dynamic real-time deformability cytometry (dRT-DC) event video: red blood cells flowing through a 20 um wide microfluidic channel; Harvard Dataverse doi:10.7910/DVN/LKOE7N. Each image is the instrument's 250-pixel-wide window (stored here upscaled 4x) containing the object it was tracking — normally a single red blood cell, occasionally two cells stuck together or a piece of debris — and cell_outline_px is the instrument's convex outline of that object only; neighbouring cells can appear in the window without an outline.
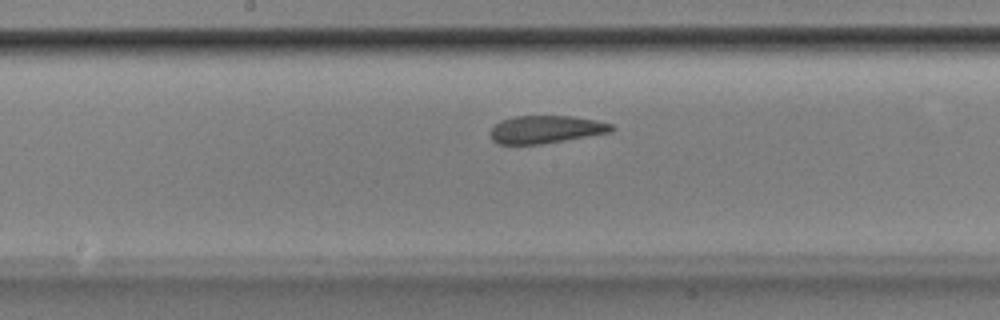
{"species": "Egyptian fruit bat (a non-hibernating species)", "species_latin": "Rousettus aegyptiacus", "temperature_condition": "room temperature", "stored_images_in_passage": 36, "camera_frame_rate_fps": 3000, "um_per_image_px": 0.085, "animal": {"sex": "male"}, "frame": {"image": 1, "passage_image": 11, "time_ms": 3.333, "image_size_px": [1000, 320], "cell_outline_px": [[616, 128], [612, 132], [540, 144], [496, 144], [492, 140], [488, 132], [500, 120], [516, 116], [572, 116], [596, 120], [612, 124]], "centroid_in_image_um": [46.38, 11.0], "position_along_channel_um": 201.8, "area_um2": 19.65}}
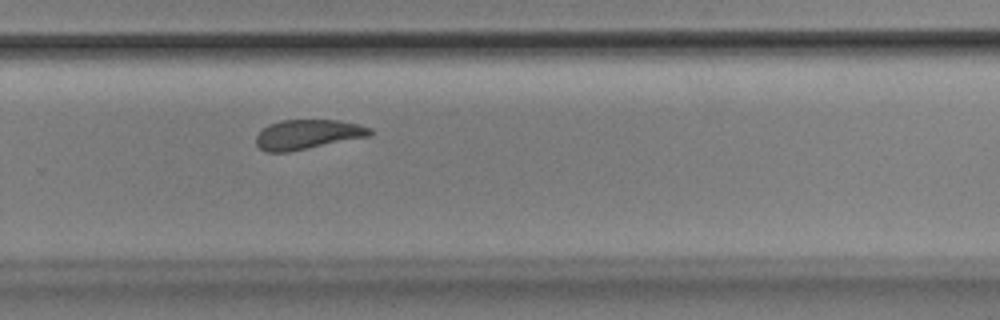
{"frame": {"image": 2, "passage_image": 19, "time_ms": 6.0, "image_size_px": [1000, 320], "cell_outline_px": [[372, 136], [288, 152], [264, 152], [256, 144], [256, 136], [268, 124], [280, 120], [336, 120], [356, 124], [372, 128]], "centroid_in_image_um": [26.15, 11.43], "position_along_channel_um": 303.6, "area_um2": 19.71}}
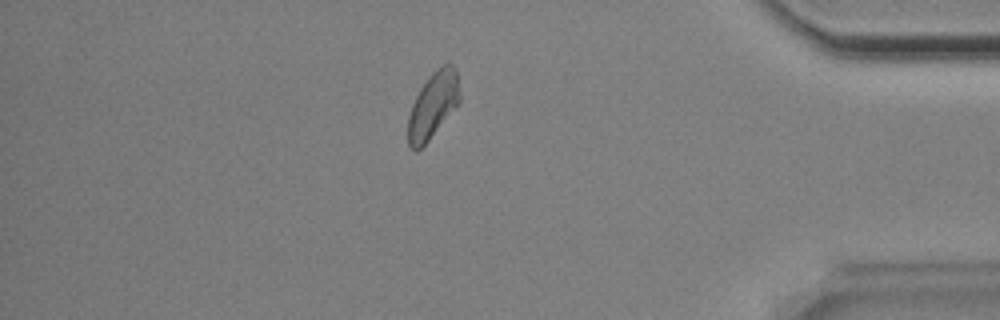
{"frame": {"image": 3, "passage_image": 29, "time_ms": 9.333, "image_size_px": [1000, 320], "cell_outline_px": [[460, 104], [428, 140], [416, 152], [408, 144], [408, 116], [412, 104], [420, 88], [428, 76], [436, 68], [444, 64], [452, 64], [456, 68], [460, 96]], "centroid_in_image_um": [36.82, 8.92], "position_along_channel_um": 398.4, "area_um2": 20.0}}